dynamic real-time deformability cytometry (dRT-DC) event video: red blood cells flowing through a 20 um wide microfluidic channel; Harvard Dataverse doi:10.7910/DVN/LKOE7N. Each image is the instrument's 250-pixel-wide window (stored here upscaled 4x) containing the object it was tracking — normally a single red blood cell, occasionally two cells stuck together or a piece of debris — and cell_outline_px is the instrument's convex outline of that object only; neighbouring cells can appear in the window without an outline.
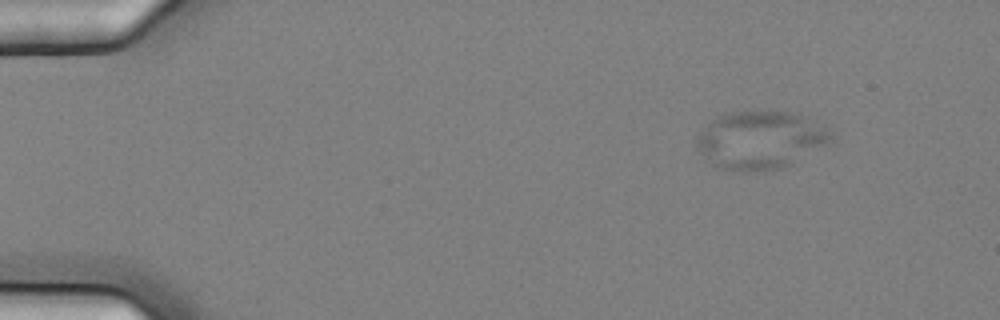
{"species": "common noctule bat (a hibernating species)", "species_latin": "Nyctalus noctula", "temperature_condition": "cold", "stored_images_in_passage": 57, "camera_frame_rate_fps": 3000, "um_per_image_px": 0.085, "animal": {"sex": "female", "body_mass_g": 25.1}, "frame": {"image": 1, "passage_image": 7, "time_ms": 2.0, "image_size_px": [1000, 320], "cell_outline_px": [[832, 136], [824, 144], [792, 164], [780, 168], [724, 168], [712, 164], [696, 144], [696, 140], [700, 132], [712, 120], [720, 116], [736, 112], [768, 108], [800, 112], [832, 132]], "centroid_in_image_um": [64.67, 11.79], "position_along_channel_um": 20.3, "area_um2": 44.33}}
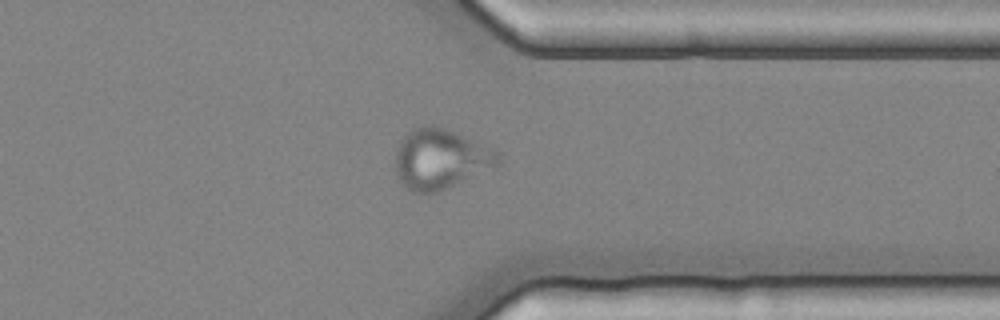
{"frame": {"image": 2, "passage_image": 45, "time_ms": 14.667, "image_size_px": [1000, 320], "cell_outline_px": [[500, 164], [436, 192], [412, 192], [396, 176], [396, 148], [404, 136], [412, 128], [420, 124], [424, 124], [444, 128], [500, 152]], "centroid_in_image_um": [37.41, 13.49], "position_along_channel_um": 374.0, "area_um2": 35.32}}
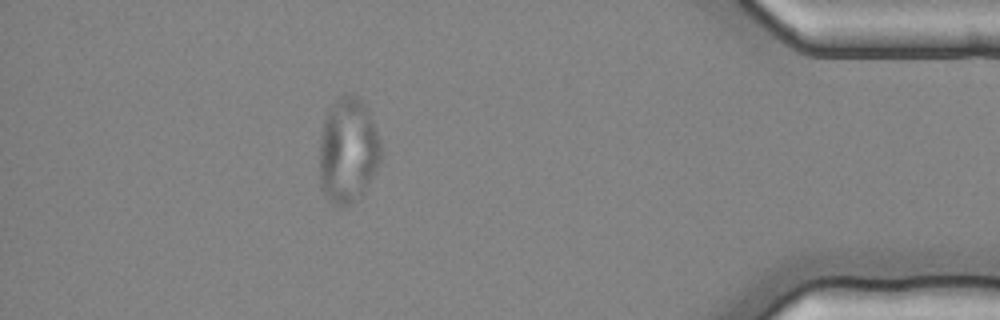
{"frame": {"image": 3, "passage_image": 51, "time_ms": 16.667, "image_size_px": [1000, 320], "cell_outline_px": [[380, 160], [376, 168], [360, 192], [344, 208], [332, 204], [328, 200], [320, 188], [320, 140], [324, 120], [328, 112], [344, 96], [356, 96], [368, 108], [376, 128], [380, 140]], "centroid_in_image_um": [29.55, 12.81], "position_along_channel_um": 405.6, "area_um2": 36.59}}